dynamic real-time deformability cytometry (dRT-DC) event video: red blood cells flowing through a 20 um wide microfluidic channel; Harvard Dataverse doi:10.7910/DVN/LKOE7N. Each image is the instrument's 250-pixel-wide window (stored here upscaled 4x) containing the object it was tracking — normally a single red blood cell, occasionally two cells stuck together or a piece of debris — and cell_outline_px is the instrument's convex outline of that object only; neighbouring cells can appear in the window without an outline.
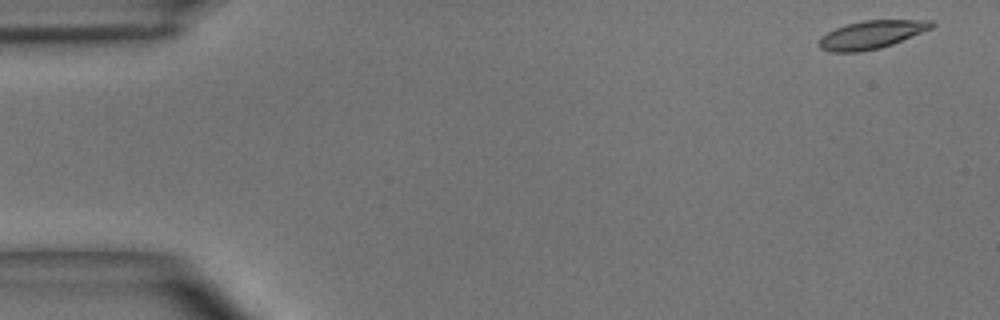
{"species": "common noctule bat (a hibernating species)", "species_latin": "Nyctalus noctula", "temperature_condition": "room temperature", "stored_images_in_passage": 49, "camera_frame_rate_fps": 3000, "um_per_image_px": 0.085, "animal": {"sex": "male", "body_mass_g": 15.6}, "frame": {"image": 1, "passage_image": 1, "time_ms": 0.0, "image_size_px": [1000, 320], "cell_outline_px": [[936, 24], [932, 28], [892, 44], [880, 48], [860, 52], [832, 52], [820, 48], [816, 44], [820, 36], [836, 28], [848, 24], [864, 20], [932, 20]], "centroid_in_image_um": [74.05, 2.95], "position_along_channel_um": 11.0, "area_um2": 18.44}}
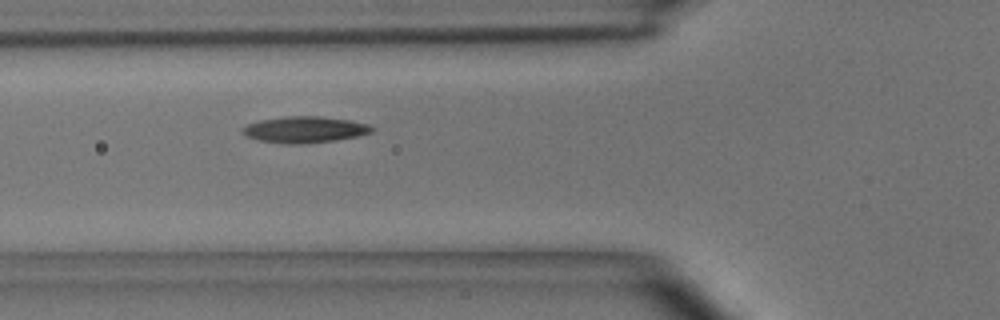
{"frame": {"image": 2, "passage_image": 17, "time_ms": 5.333, "image_size_px": [1000, 320], "cell_outline_px": [[376, 128], [372, 132], [356, 136], [336, 140], [304, 144], [284, 144], [260, 140], [248, 136], [240, 132], [240, 128], [248, 124], [260, 120], [284, 116], [320, 116], [348, 120], [368, 124]], "centroid_in_image_um": [25.89, 11.01], "position_along_channel_um": 99.9, "area_um2": 19.88}}
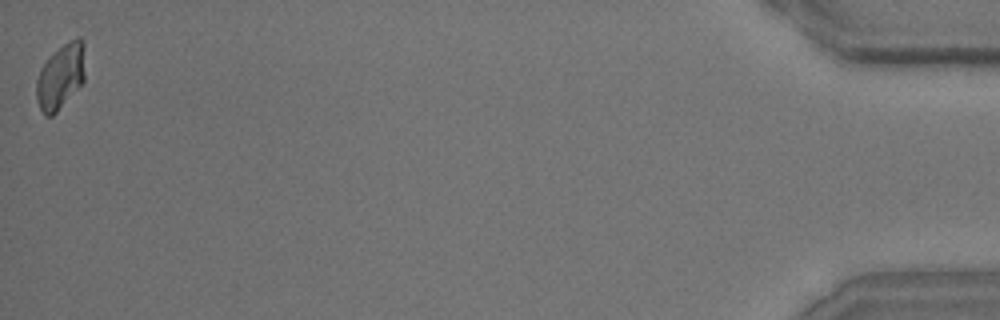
{"frame": {"image": 3, "passage_image": 49, "time_ms": 16.0, "image_size_px": [1000, 320], "cell_outline_px": [[84, 80], [56, 112], [52, 116], [44, 116], [40, 108], [36, 96], [36, 80], [40, 68], [48, 56], [52, 52], [76, 36], [80, 36], [84, 40]], "centroid_in_image_um": [5.14, 6.45], "position_along_channel_um": 430.1, "area_um2": 18.55}, "authors_computed_cell_mechanics": {"area_um2": 18.6694, "velocity_mm_per_s": 3.9508, "shape_relaxation_time_tau1_ms": 3.873, "shape_relaxation_time_tau2_ms": 3.1877, "deformation_change_tau1": 0.1483, "deformation_change_tau2": 0.1003}}